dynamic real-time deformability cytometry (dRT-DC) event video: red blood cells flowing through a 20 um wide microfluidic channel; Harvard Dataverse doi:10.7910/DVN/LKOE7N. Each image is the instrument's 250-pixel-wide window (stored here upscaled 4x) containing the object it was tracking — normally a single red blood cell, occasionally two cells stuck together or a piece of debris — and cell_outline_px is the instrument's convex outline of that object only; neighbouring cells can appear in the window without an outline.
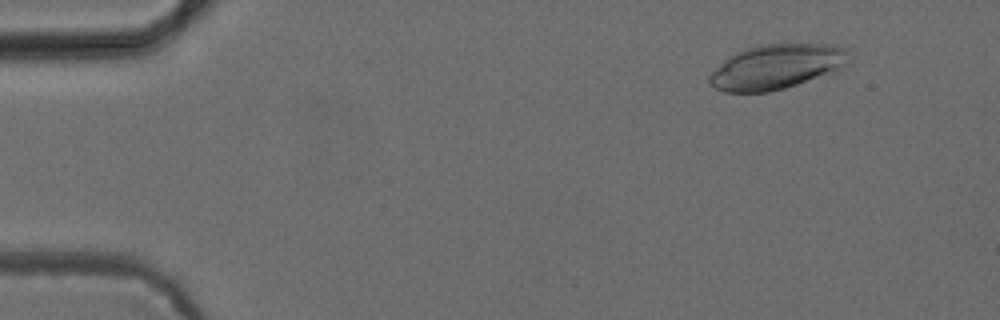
{"species": "common noctule bat (a hibernating species)", "species_latin": "Nyctalus noctula", "temperature_condition": "cold", "stored_images_in_passage": 6, "camera_frame_rate_fps": 3000, "um_per_image_px": 0.085, "animal": {"sex": "female", "body_mass_g": 24.6, "forearm_length_mm": 56.2}, "frame": {"image": 1, "passage_image": 2, "time_ms": 1.0, "image_size_px": [1000, 320], "cell_outline_px": [[848, 52], [844, 64], [836, 72], [784, 88], [768, 92], [724, 92], [708, 84], [708, 76], [728, 56], [736, 52], [760, 44], [832, 44], [844, 48]], "centroid_in_image_um": [65.96, 5.68], "position_along_channel_um": 19.0, "area_um2": 36.18}}